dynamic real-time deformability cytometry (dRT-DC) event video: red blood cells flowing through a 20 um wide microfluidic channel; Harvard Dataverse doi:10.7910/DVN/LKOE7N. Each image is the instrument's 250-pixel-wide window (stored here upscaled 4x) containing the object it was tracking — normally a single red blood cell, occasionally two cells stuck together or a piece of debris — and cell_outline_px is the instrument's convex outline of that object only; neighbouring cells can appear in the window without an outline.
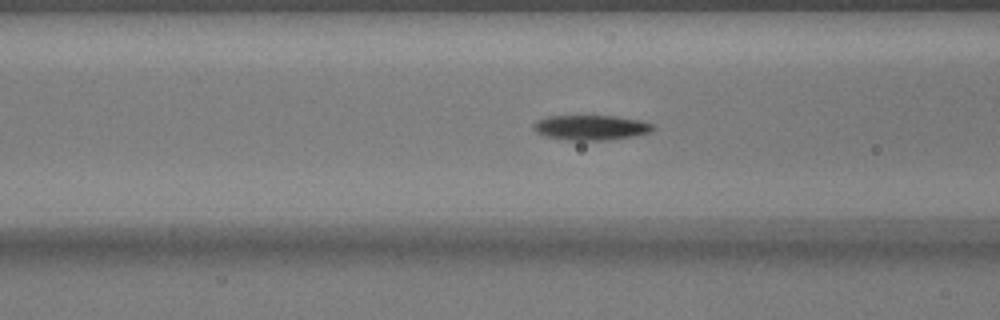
{"species": "common noctule bat (a hibernating species)", "species_latin": "Nyctalus noctula", "temperature_condition": "warm", "stored_images_in_passage": 52, "camera_frame_rate_fps": 3000, "um_per_image_px": 0.085, "animal": {"sex": "male", "body_mass_g": 17.9}, "frame": {"image": 1, "passage_image": 21, "time_ms": 6.667, "image_size_px": [1000, 320], "cell_outline_px": [[656, 128], [648, 132], [632, 136], [608, 140], [568, 140], [544, 136], [536, 132], [532, 128], [532, 124], [536, 120], [548, 116], [616, 116], [640, 120], [652, 124]], "centroid_in_image_um": [50.18, 10.84], "position_along_channel_um": 116.4, "area_um2": 17.4}}
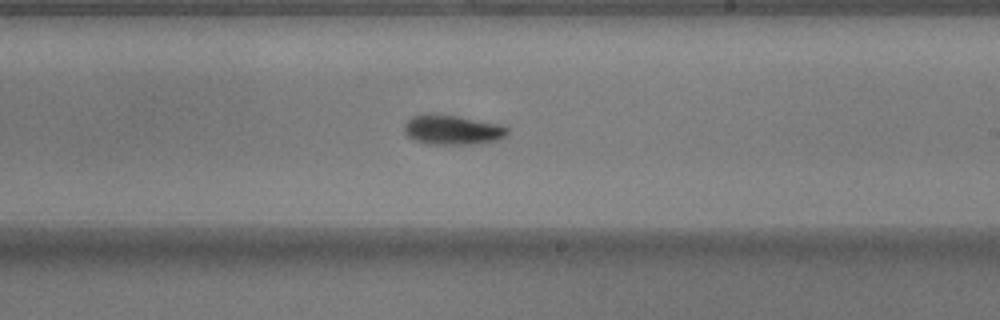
{"frame": {"image": 2, "passage_image": 31, "time_ms": 10.0, "image_size_px": [1000, 320], "cell_outline_px": [[508, 132], [500, 140], [476, 144], [432, 144], [416, 140], [408, 136], [404, 132], [404, 124], [412, 116], [456, 116], [500, 124], [508, 128]], "centroid_in_image_um": [38.51, 11.07], "position_along_channel_um": 250.5, "area_um2": 17.28}}
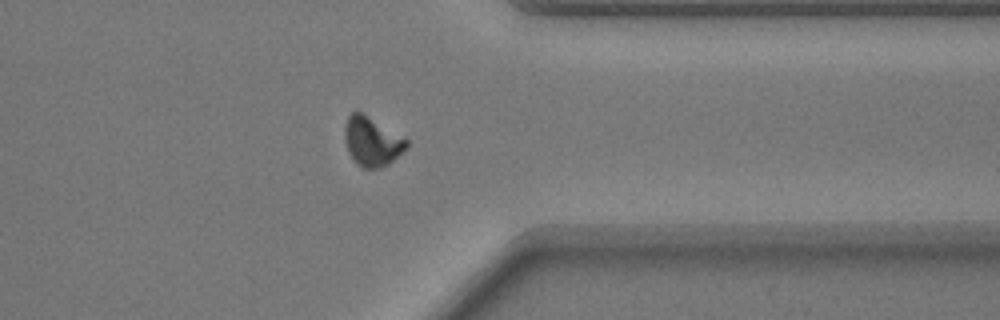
{"frame": {"image": 3, "passage_image": 41, "time_ms": 13.333, "image_size_px": [1000, 320], "cell_outline_px": [[408, 144], [388, 164], [380, 168], [360, 168], [356, 164], [348, 152], [344, 140], [344, 124], [348, 116], [352, 112], [360, 112], [404, 136], [408, 140]], "centroid_in_image_um": [31.57, 12.03], "position_along_channel_um": 379.8, "area_um2": 17.63}}